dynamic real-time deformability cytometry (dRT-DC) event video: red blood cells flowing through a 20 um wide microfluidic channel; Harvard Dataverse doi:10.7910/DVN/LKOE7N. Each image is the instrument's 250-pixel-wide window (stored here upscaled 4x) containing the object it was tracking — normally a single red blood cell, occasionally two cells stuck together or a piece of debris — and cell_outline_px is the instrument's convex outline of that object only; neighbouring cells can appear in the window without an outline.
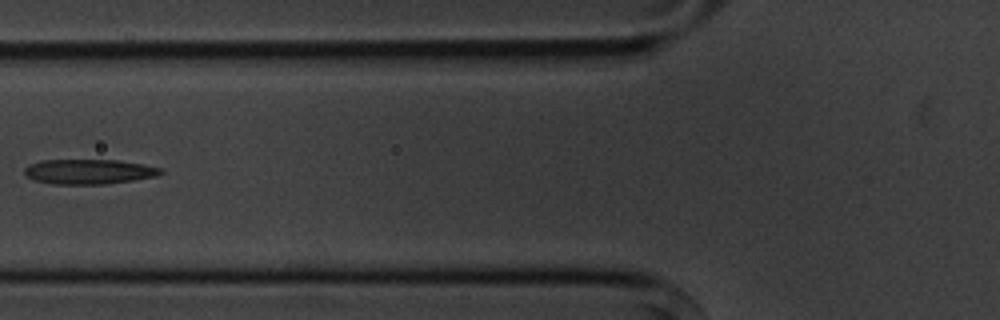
{"species": "common noctule bat (a hibernating species)", "species_latin": "Nyctalus noctula", "temperature_condition": "cold", "stored_images_in_passage": 5, "camera_frame_rate_fps": 3000, "um_per_image_px": 0.085, "animal": {"sex": "male", "body_mass_g": 20.1, "forearm_length_mm": 53.5}, "frame": {"image": 1, "passage_image": 5, "time_ms": 4.667, "image_size_px": [1000, 320], "cell_outline_px": [[164, 172], [156, 176], [136, 180], [108, 184], [52, 184], [32, 180], [24, 172], [24, 168], [28, 164], [40, 160], [116, 160], [144, 164], [160, 168]], "centroid_in_image_um": [7.54, 14.59], "position_along_channel_um": 118.3, "area_um2": 19.94}}